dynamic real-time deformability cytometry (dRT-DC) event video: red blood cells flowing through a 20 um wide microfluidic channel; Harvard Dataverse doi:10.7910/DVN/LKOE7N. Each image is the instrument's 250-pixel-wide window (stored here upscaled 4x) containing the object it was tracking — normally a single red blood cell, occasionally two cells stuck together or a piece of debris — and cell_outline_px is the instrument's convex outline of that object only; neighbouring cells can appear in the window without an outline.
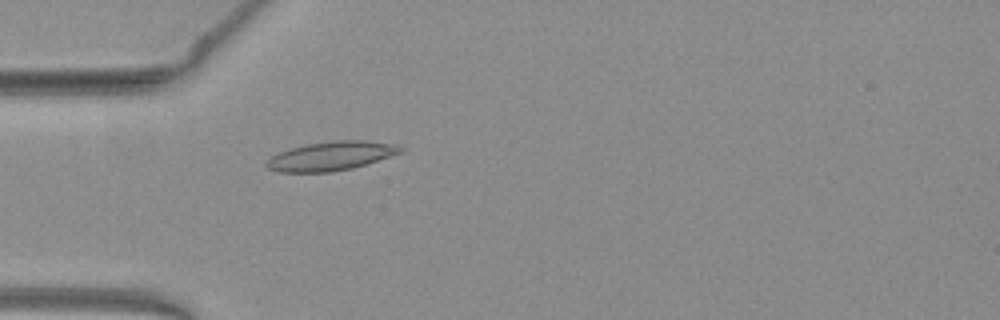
{"species": "common noctule bat (a hibernating species)", "species_latin": "Nyctalus noctula", "temperature_condition": "warm", "stored_images_in_passage": 40, "camera_frame_rate_fps": 3000, "um_per_image_px": 0.085, "animal": {"sex": "female", "body_mass_g": 19.3, "forearm_length_mm": 54.1}, "frame": {"image": 1, "passage_image": 4, "time_ms": 1.0, "image_size_px": [1000, 320], "cell_outline_px": [[404, 152], [352, 168], [332, 172], [280, 172], [268, 168], [264, 164], [272, 156], [280, 152], [304, 144], [336, 140], [364, 140], [396, 144], [404, 148]], "centroid_in_image_um": [28.17, 13.25], "position_along_channel_um": 56.8, "area_um2": 22.6}}
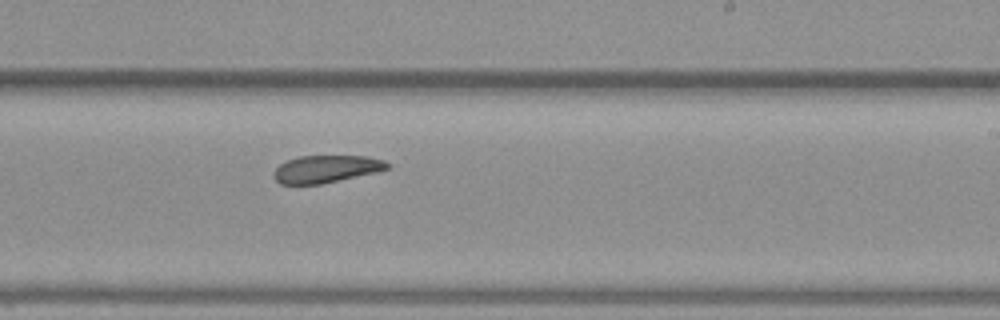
{"frame": {"image": 2, "passage_image": 20, "time_ms": 6.333, "image_size_px": [1000, 320], "cell_outline_px": [[392, 164], [388, 168], [376, 172], [320, 184], [280, 184], [272, 176], [272, 172], [280, 164], [288, 160], [300, 156], [368, 156], [384, 160]], "centroid_in_image_um": [27.72, 14.36], "position_along_channel_um": 261.3, "area_um2": 18.09}}
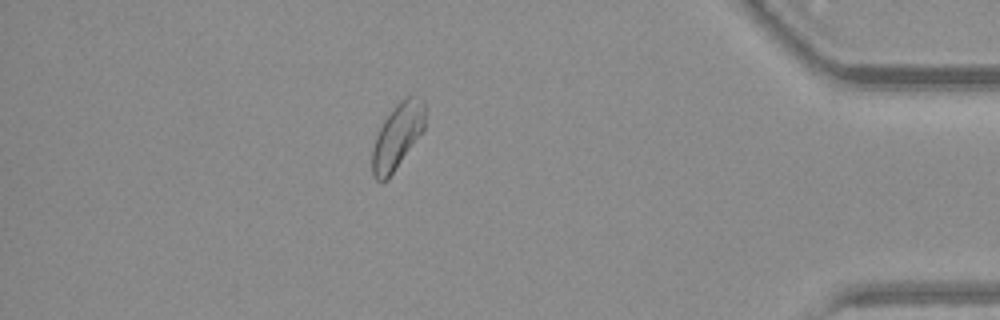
{"frame": {"image": 3, "passage_image": 34, "time_ms": 11.0, "image_size_px": [1000, 320], "cell_outline_px": [[424, 128], [388, 180], [380, 184], [372, 176], [372, 148], [376, 136], [384, 120], [396, 104], [408, 92], [412, 92], [424, 100]], "centroid_in_image_um": [33.76, 11.56], "position_along_channel_um": 401.4, "area_um2": 20.29}, "authors_computed_cell_mechanics": {"area_um2": 20.2878, "velocity_mm_per_s": 3.9203, "shape_relaxation_time_tau1_ms": null, "shape_relaxation_time_tau2_ms": 6.1824, "deformation_change_tau1": null, "deformation_change_tau2": 0.1068}}